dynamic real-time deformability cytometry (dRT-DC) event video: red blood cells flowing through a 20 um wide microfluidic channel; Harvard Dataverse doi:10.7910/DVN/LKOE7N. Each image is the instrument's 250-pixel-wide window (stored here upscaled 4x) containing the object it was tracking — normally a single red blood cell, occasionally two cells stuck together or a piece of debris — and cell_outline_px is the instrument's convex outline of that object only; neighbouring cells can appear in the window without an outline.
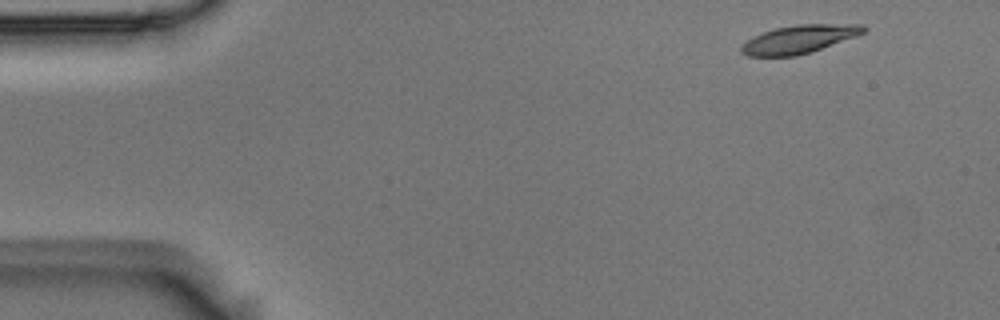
{"species": "Egyptian fruit bat (a non-hibernating species)", "species_latin": "Rousettus aegyptiacus", "temperature_condition": "room temperature", "stored_images_in_passage": 4, "camera_frame_rate_fps": 3000, "um_per_image_px": 0.085, "animal": {"sex": "male"}, "frame": {"image": 1, "passage_image": 1, "time_ms": 0.0, "image_size_px": [1000, 320], "cell_outline_px": [[868, 28], [864, 32], [856, 36], [812, 52], [796, 56], [748, 56], [740, 52], [740, 48], [748, 40], [764, 32], [776, 28], [800, 24], [860, 24]], "centroid_in_image_um": [67.96, 3.34], "position_along_channel_um": 17.0, "area_um2": 19.88}}
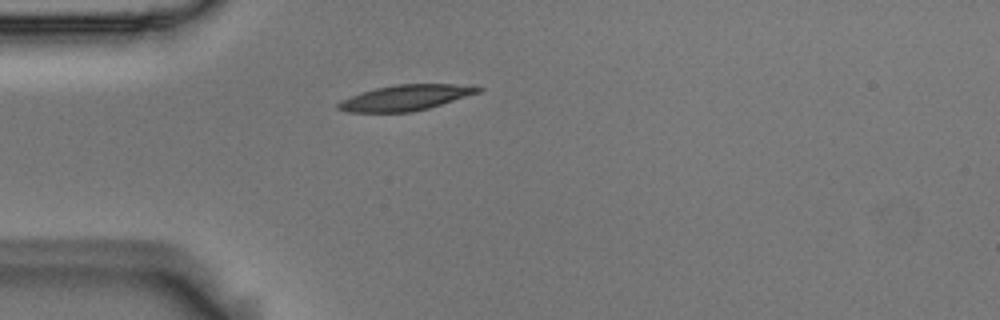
{"frame": {"image": 2, "passage_image": 4, "time_ms": 1.0, "image_size_px": [1000, 320], "cell_outline_px": [[484, 88], [480, 92], [428, 108], [412, 112], [348, 112], [336, 108], [336, 104], [340, 100], [360, 92], [376, 88], [396, 84], [476, 84]], "centroid_in_image_um": [34.49, 8.29], "position_along_channel_um": 50.5, "area_um2": 21.04}}